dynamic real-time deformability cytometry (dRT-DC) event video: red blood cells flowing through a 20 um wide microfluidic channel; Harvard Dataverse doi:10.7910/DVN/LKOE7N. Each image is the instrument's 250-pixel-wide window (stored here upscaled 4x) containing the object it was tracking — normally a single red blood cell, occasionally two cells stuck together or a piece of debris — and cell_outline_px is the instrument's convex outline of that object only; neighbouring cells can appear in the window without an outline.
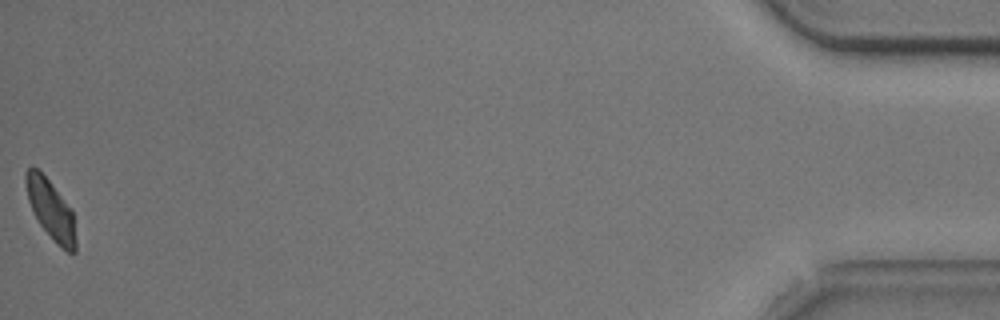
{"species": "common noctule bat (a hibernating species)", "species_latin": "Nyctalus noctula", "temperature_condition": "cold", "stored_images_in_passage": 52, "camera_frame_rate_fps": 3000, "um_per_image_px": 0.085, "animal": {"sex": "male", "body_mass_g": 20.5, "forearm_length_mm": 52.5}, "frame": {"image": 1, "passage_image": 51, "time_ms": 16.667, "image_size_px": [1000, 320], "cell_outline_px": [[76, 252], [68, 252], [60, 248], [56, 244], [40, 224], [28, 200], [24, 180], [24, 172], [28, 168], [36, 168], [52, 184], [72, 208], [76, 240]], "centroid_in_image_um": [4.33, 17.83], "position_along_channel_um": 430.9, "area_um2": 17.28}}